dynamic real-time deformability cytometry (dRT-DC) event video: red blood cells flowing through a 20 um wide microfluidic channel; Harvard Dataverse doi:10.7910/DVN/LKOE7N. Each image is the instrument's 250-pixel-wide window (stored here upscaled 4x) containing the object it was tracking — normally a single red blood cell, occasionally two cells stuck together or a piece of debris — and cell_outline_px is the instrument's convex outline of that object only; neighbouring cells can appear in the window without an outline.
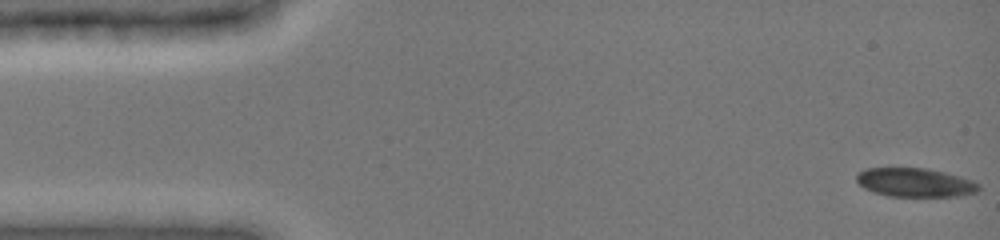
{"species": "common noctule bat (a hibernating species)", "species_latin": "Nyctalus noctula", "temperature_condition": "cold", "stored_images_in_passage": 7, "segment_of_instrument_passage": [1, 2], "camera_frame_rate_fps": 3000, "um_per_image_px": 0.085, "animal": {"sex": "female", "body_mass_g": 19.0, "forearm_length_mm": 51.5}, "frame": {"image": 1, "passage_image": 1, "time_ms": 0.0, "image_size_px": [1000, 240], "cell_outline_px": [[980, 188], [976, 192], [960, 196], [888, 196], [872, 192], [864, 188], [856, 180], [856, 172], [868, 168], [928, 168], [960, 176], [972, 180], [980, 184]], "centroid_in_image_um": [77.77, 15.51], "position_along_channel_um": 7.2, "area_um2": 20.63}}
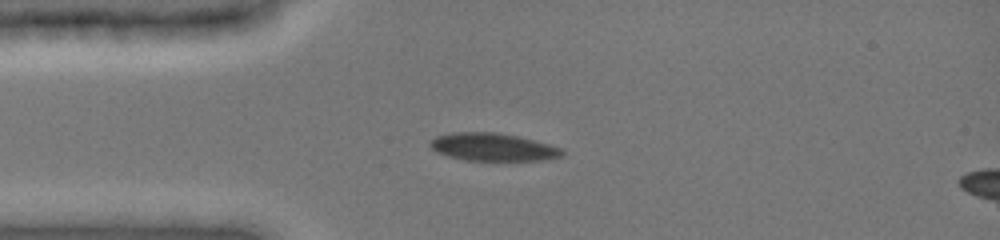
{"frame": {"image": 2, "passage_image": 5, "time_ms": 3.667, "image_size_px": [1000, 240], "cell_outline_px": [[564, 156], [544, 160], [464, 160], [448, 156], [436, 152], [428, 144], [436, 136], [452, 132], [496, 132], [516, 136], [548, 144], [560, 148], [564, 152]], "centroid_in_image_um": [41.87, 12.5], "position_along_channel_um": 43.1, "area_um2": 21.21}}